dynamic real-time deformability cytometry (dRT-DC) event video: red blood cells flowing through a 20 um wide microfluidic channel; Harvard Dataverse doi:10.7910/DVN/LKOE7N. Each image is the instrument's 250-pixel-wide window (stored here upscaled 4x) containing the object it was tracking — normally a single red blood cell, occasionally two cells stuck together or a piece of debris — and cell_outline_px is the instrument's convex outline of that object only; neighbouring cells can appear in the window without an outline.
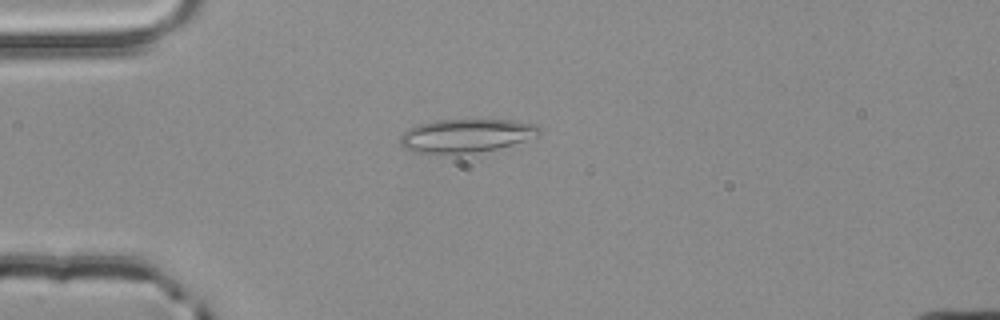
{"species": "common noctule bat (a hibernating species)", "species_latin": "Nyctalus noctula", "temperature_condition": "room temperature", "stored_images_in_passage": 1, "camera_frame_rate_fps": 3000, "um_per_image_px": 0.085, "animal": {"sex": "male", "body_mass_g": 20.4}, "frame": {"image": 1, "passage_image": 1, "time_ms": 0.0, "image_size_px": [1000, 320], "cell_outline_px": [[540, 136], [512, 144], [496, 148], [476, 152], [416, 152], [404, 148], [400, 144], [400, 136], [408, 128], [416, 124], [436, 120], [512, 120], [532, 124], [540, 128]], "centroid_in_image_um": [39.61, 11.5], "position_along_channel_um": 45.4, "area_um2": 26.65}}